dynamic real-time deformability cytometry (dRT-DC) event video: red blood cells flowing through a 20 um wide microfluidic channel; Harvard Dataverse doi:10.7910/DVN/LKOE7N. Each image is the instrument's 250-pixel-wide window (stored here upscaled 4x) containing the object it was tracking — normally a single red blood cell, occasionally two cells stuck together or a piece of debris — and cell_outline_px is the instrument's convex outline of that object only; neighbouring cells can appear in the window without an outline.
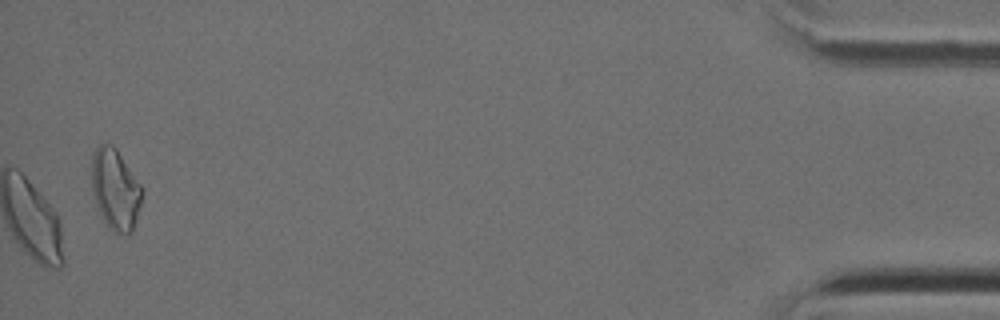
{"species": "Egyptian fruit bat (a non-hibernating species)", "species_latin": "Rousettus aegyptiacus", "temperature_condition": "cold", "stored_images_in_passage": 44, "camera_frame_rate_fps": 3000, "um_per_image_px": 0.085, "animal": {"sex": "female"}, "frame": {"image": 1, "passage_image": 44, "time_ms": 14.333, "image_size_px": [1000, 320], "cell_outline_px": [[144, 192], [132, 232], [116, 232], [104, 220], [96, 204], [92, 192], [92, 152], [100, 144], [112, 144], [116, 148], [140, 184]], "centroid_in_image_um": [9.8, 16.04], "position_along_channel_um": 425.4, "area_um2": 23.29}}